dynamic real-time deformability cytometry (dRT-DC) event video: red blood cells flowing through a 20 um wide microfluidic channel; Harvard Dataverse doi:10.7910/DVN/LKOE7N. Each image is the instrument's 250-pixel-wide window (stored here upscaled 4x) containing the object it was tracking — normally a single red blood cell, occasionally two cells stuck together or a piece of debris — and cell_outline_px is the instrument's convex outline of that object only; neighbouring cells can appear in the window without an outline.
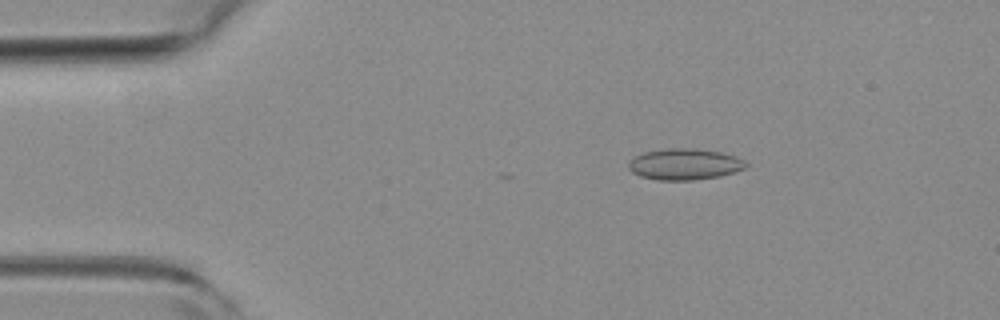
{"species": "common noctule bat (a hibernating species)", "species_latin": "Nyctalus noctula", "temperature_condition": "room temperature", "stored_images_in_passage": 7, "camera_frame_rate_fps": 3000, "um_per_image_px": 0.085, "animal": {"sex": "female", "body_mass_g": 19.3, "forearm_length_mm": 54.1}, "frame": {"image": 1, "passage_image": 3, "time_ms": 0.667, "image_size_px": [1000, 320], "cell_outline_px": [[748, 168], [720, 176], [692, 180], [656, 180], [640, 176], [632, 172], [628, 168], [628, 160], [644, 152], [668, 148], [696, 148], [720, 152], [736, 156], [744, 160], [748, 164]], "centroid_in_image_um": [58.2, 13.96], "position_along_channel_um": 26.8, "area_um2": 21.56}}
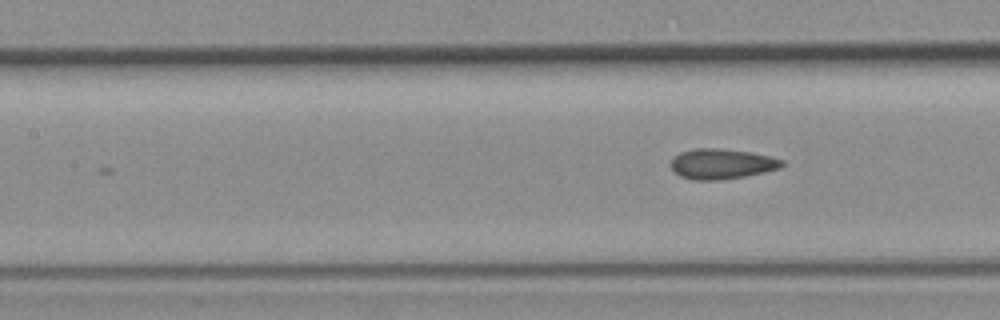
{"frame": {"image": 2, "passage_image": 7, "time_ms": 2.0, "image_size_px": [1000, 320], "cell_outline_px": [[784, 164], [780, 168], [764, 172], [744, 176], [720, 180], [692, 180], [680, 176], [672, 168], [672, 156], [680, 152], [696, 148], [720, 148], [752, 152], [784, 160]], "centroid_in_image_um": [61.34, 13.92], "position_along_channel_um": 146.1, "area_um2": 19.59}}